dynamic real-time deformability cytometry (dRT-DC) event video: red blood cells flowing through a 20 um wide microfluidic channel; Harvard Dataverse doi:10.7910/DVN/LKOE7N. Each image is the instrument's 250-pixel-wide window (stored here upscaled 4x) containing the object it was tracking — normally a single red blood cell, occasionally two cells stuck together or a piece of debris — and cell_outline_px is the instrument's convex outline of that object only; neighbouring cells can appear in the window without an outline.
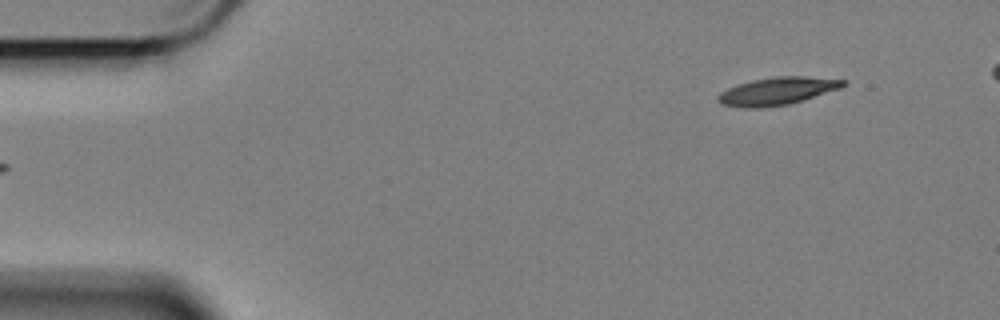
{"species": "Egyptian fruit bat (a non-hibernating species)", "species_latin": "Rousettus aegyptiacus", "temperature_condition": "cold", "stored_images_in_passage": 51, "camera_frame_rate_fps": 3000, "um_per_image_px": 0.085, "animal": {"sex": "female"}, "frame": {"image": 1, "passage_image": 1, "time_ms": 0.0, "image_size_px": [1000, 320], "cell_outline_px": [[844, 84], [840, 88], [788, 104], [760, 108], [748, 108], [720, 104], [716, 100], [716, 96], [720, 92], [736, 84], [752, 80], [776, 76], [804, 76], [844, 80]], "centroid_in_image_um": [65.97, 7.74], "position_along_channel_um": 19.0, "area_um2": 19.94}}
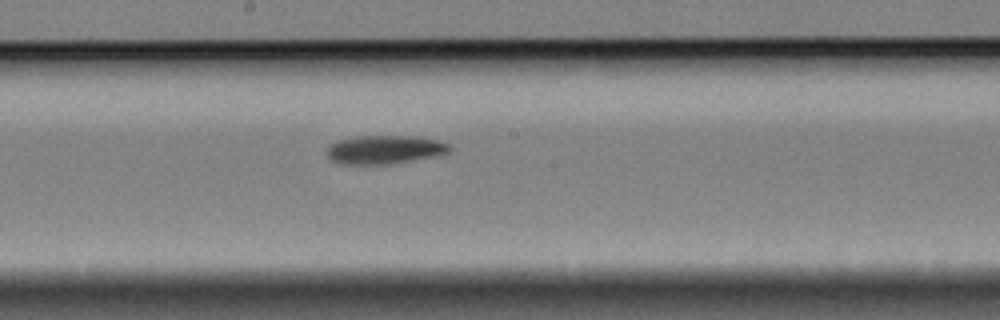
{"frame": {"image": 2, "passage_image": 26, "time_ms": 8.333, "image_size_px": [1000, 320], "cell_outline_px": [[452, 148], [448, 152], [436, 156], [396, 164], [340, 164], [332, 160], [328, 156], [328, 148], [336, 140], [356, 136], [416, 136], [440, 140], [448, 144]], "centroid_in_image_um": [32.74, 12.72], "position_along_channel_um": 215.5, "area_um2": 20.63}}
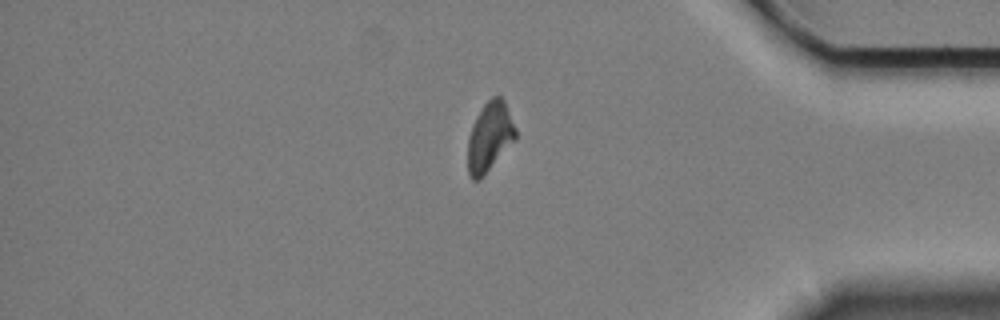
{"frame": {"image": 3, "passage_image": 44, "time_ms": 14.333, "image_size_px": [1000, 320], "cell_outline_px": [[516, 140], [484, 176], [480, 180], [472, 180], [468, 176], [468, 136], [472, 124], [476, 116], [484, 104], [492, 96], [500, 96], [504, 100], [516, 128]], "centroid_in_image_um": [41.62, 11.66], "position_along_channel_um": 393.6, "area_um2": 19.59}}